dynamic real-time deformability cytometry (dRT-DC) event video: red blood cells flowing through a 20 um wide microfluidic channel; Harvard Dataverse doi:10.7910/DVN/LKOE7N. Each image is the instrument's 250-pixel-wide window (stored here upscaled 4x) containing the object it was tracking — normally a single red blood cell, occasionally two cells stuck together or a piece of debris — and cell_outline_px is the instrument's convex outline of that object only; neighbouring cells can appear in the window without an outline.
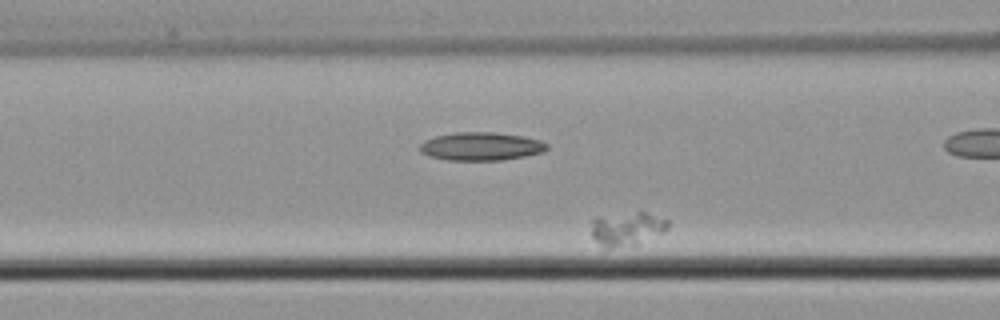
{"species": "common noctule bat (a hibernating species)", "species_latin": "Nyctalus noctula", "temperature_condition": "cold", "stored_images_in_passage": 36, "camera_frame_rate_fps": 3000, "um_per_image_px": 0.085, "animal": {"sex": "male", "body_mass_g": 21.5, "forearm_length_mm": 52.0}, "frame": {"image": 1, "passage_image": 10, "time_ms": 3.0, "image_size_px": [1000, 320], "cell_outline_px": [[668, 228], [664, 232], [636, 244], [608, 248], [604, 248], [592, 236], [592, 220], [596, 216], [640, 208], [668, 220]], "centroid_in_image_um": [53.3, 19.35], "position_along_channel_um": 113.3, "area_um2": 15.72}}
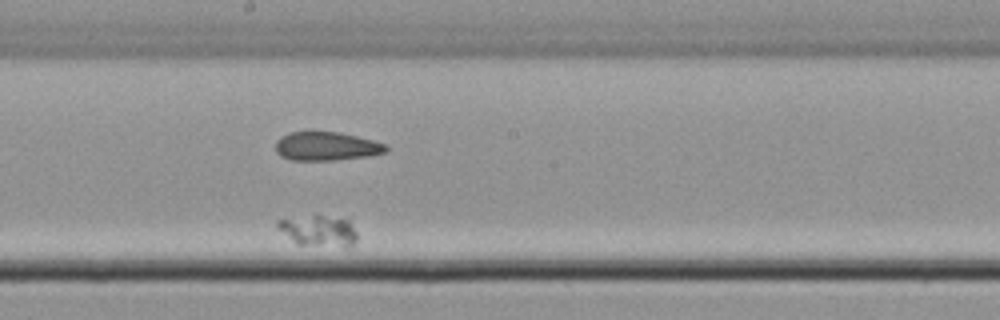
{"frame": {"image": 2, "passage_image": 21, "time_ms": 6.667, "image_size_px": [1000, 320], "cell_outline_px": [[356, 240], [352, 248], [344, 248], [296, 244], [276, 228], [276, 220], [312, 216], [324, 216], [348, 220], [356, 232]], "centroid_in_image_um": [27.09, 19.67], "position_along_channel_um": 221.1, "area_um2": 14.51}}
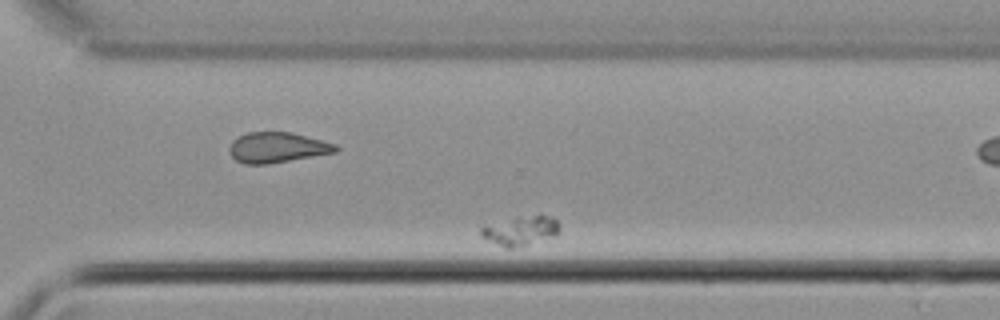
{"frame": {"image": 3, "passage_image": 31, "time_ms": 10.0, "image_size_px": [1000, 320], "cell_outline_px": [[560, 228], [556, 236], [528, 244], [512, 248], [504, 248], [480, 236], [480, 228], [516, 216], [552, 216], [560, 224]], "centroid_in_image_um": [44.27, 19.61], "position_along_channel_um": 326.3, "area_um2": 13.35}}